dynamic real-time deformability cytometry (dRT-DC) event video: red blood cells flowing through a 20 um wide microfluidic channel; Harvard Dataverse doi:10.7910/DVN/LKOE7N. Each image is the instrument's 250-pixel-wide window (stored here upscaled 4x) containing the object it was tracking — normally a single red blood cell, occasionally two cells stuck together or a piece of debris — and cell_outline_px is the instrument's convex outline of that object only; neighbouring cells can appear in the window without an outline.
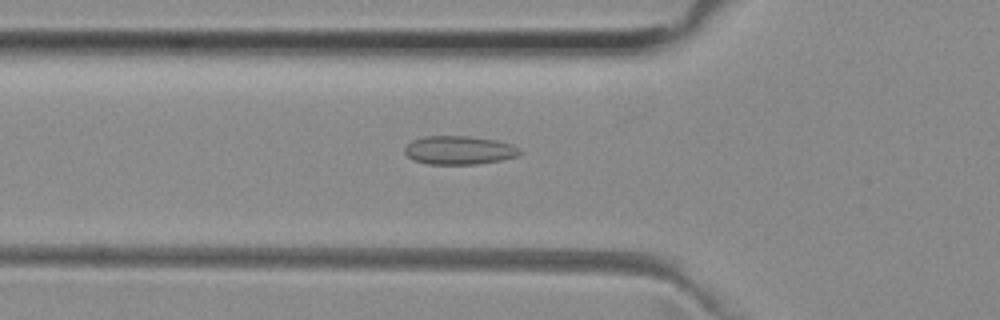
{"species": "common noctule bat (a hibernating species)", "species_latin": "Nyctalus noctula", "temperature_condition": "room temperature", "stored_images_in_passage": 52, "camera_frame_rate_fps": 3000, "um_per_image_px": 0.085, "animal": {"sex": "female", "body_mass_g": 29.2, "forearm_length_mm": 56.3}, "frame": {"image": 1, "passage_image": 18, "time_ms": 5.667, "image_size_px": [1000, 320], "cell_outline_px": [[524, 152], [520, 156], [500, 160], [476, 164], [428, 164], [416, 160], [408, 156], [404, 152], [404, 148], [412, 140], [424, 136], [468, 136], [496, 140], [512, 144], [520, 148]], "centroid_in_image_um": [39.08, 12.76], "position_along_channel_um": 86.7, "area_um2": 19.25}}
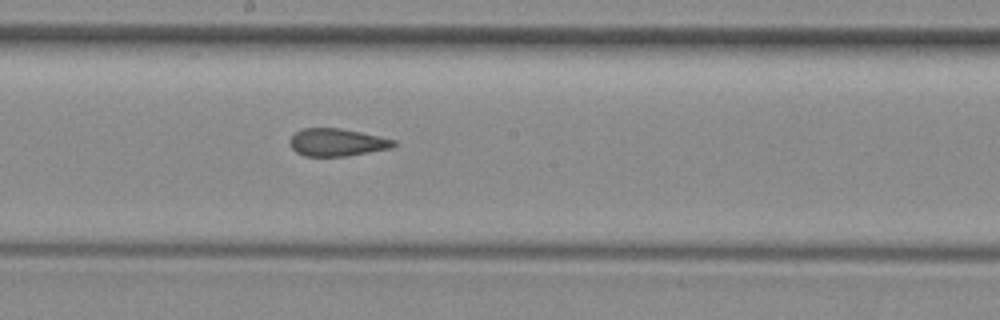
{"frame": {"image": 2, "passage_image": 28, "time_ms": 9.0, "image_size_px": [1000, 320], "cell_outline_px": [[396, 144], [392, 148], [348, 156], [304, 156], [296, 152], [288, 144], [288, 140], [296, 132], [304, 128], [340, 128], [380, 136], [396, 140]], "centroid_in_image_um": [28.64, 12.1], "position_along_channel_um": 219.6, "area_um2": 16.82}}
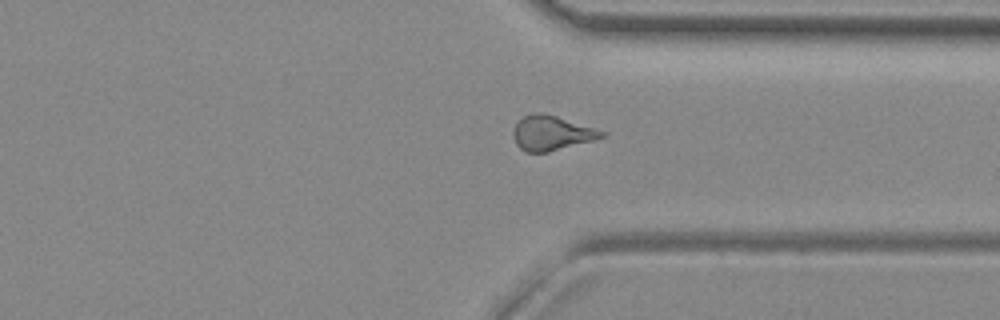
{"frame": {"image": 3, "passage_image": 39, "time_ms": 12.667, "image_size_px": [1000, 320], "cell_outline_px": [[608, 132], [604, 136], [596, 140], [548, 152], [524, 152], [516, 144], [512, 136], [512, 132], [516, 124], [524, 116], [532, 112], [544, 112]], "centroid_in_image_um": [46.89, 11.31], "position_along_channel_um": 364.5, "area_um2": 18.09}, "authors_computed_cell_mechanics": {"area_um2": 18.0047, "velocity_mm_per_s": 3.9731, "shape_relaxation_time_tau1_ms": null, "shape_relaxation_time_tau2_ms": 1.9274, "deformation_change_tau1": null, "deformation_change_tau2": 0.0968}}